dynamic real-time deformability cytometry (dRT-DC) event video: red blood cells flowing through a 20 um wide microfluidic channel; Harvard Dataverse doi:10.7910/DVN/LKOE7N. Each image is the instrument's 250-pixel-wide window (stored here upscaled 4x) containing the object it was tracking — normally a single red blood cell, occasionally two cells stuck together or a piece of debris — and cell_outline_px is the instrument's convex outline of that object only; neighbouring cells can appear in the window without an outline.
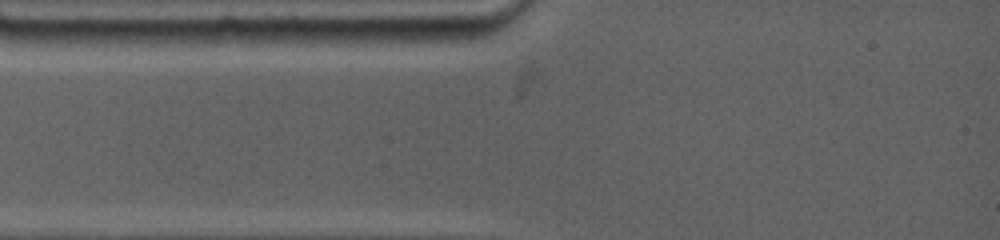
{"species": "common noctule bat (a hibernating species)", "species_latin": "Nyctalus noctula", "temperature_condition": "warm", "stored_images_in_passage": 2, "camera_frame_rate_fps": 4500, "um_per_image_px": 0.085, "animal": {"sex": "female", "body_mass_g": 19.0, "forearm_length_mm": 53.3}, "frame": {"image": 1, "passage_image": 1, "time_ms": 0.0, "image_size_px": [1000, 240], "cell_outline_px": [[472, 208], [464, 212], [344, 208], [332, 204], [340, 200], [388, 196], [416, 196], [444, 200], [468, 204]], "centroid_in_image_um": [34.34, 17.34], "position_along_channel_um": 50.7, "area_um2": 11.04}}